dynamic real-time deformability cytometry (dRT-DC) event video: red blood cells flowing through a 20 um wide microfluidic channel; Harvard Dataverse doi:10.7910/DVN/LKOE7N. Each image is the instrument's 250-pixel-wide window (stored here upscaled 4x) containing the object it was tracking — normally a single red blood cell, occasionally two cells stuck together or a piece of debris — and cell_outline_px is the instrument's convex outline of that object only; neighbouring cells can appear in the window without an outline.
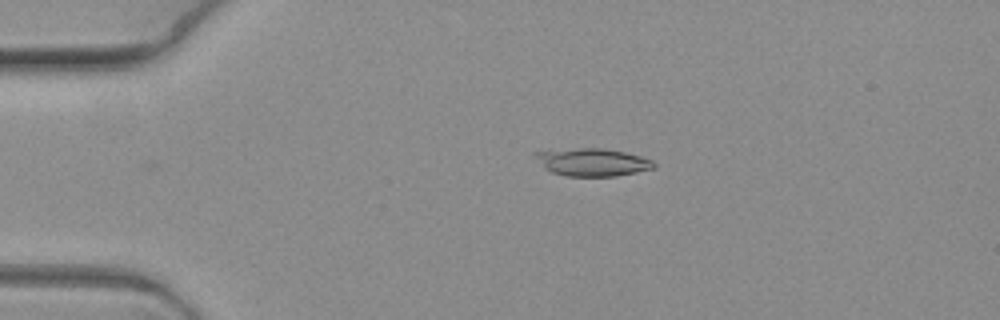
{"species": "common noctule bat (a hibernating species)", "species_latin": "Nyctalus noctula", "temperature_condition": "warm", "stored_images_in_passage": 4, "camera_frame_rate_fps": 3000, "um_per_image_px": 0.085, "animal": {"sex": "female", "body_mass_g": 19.3, "forearm_length_mm": 54.1}, "frame": {"image": 1, "passage_image": 3, "time_ms": 0.667, "image_size_px": [1000, 320], "cell_outline_px": [[656, 168], [616, 176], [568, 176], [552, 172], [532, 152], [580, 148], [604, 148], [624, 152], [640, 156], [652, 160], [656, 164]], "centroid_in_image_um": [50.45, 13.78], "position_along_channel_um": 34.6, "area_um2": 18.73}}